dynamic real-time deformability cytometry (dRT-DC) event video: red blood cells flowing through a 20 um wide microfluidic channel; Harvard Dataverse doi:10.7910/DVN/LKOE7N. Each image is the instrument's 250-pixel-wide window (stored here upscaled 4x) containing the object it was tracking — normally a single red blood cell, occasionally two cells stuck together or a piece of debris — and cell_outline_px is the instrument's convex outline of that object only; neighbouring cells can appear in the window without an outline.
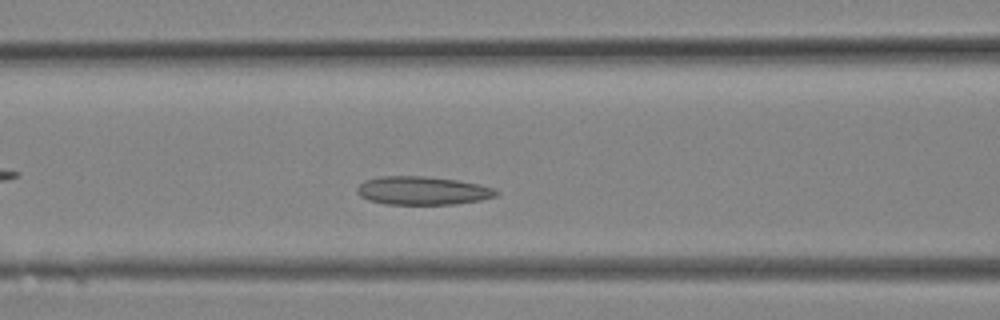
{"species": "Egyptian fruit bat (a non-hibernating species)", "species_latin": "Rousettus aegyptiacus", "temperature_condition": "room temperature", "stored_images_in_passage": 12, "segment_of_instrument_passage": [1, 2], "camera_frame_rate_fps": 3000, "um_per_image_px": 0.085, "animal": {"sex": "female"}, "frame": {"image": 1, "passage_image": 6, "time_ms": 1.667, "image_size_px": [1000, 320], "cell_outline_px": [[500, 192], [496, 196], [480, 200], [452, 204], [384, 204], [368, 200], [360, 196], [356, 192], [356, 188], [364, 180], [380, 176], [424, 176], [456, 180], [480, 184], [496, 188]], "centroid_in_image_um": [35.91, 16.2], "position_along_channel_um": 130.7, "area_um2": 23.12}}
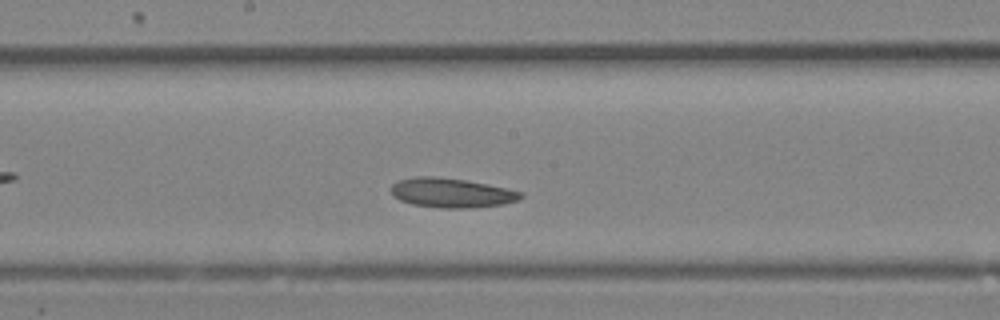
{"frame": {"image": 2, "passage_image": 9, "time_ms": 2.667, "image_size_px": [1000, 320], "cell_outline_px": [[524, 196], [520, 200], [500, 204], [472, 208], [440, 208], [412, 204], [400, 200], [392, 196], [392, 184], [400, 180], [416, 176], [432, 176], [464, 180], [508, 188], [524, 192]], "centroid_in_image_um": [38.4, 16.39], "position_along_channel_um": 209.8, "area_um2": 22.25}}